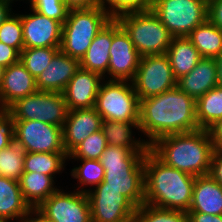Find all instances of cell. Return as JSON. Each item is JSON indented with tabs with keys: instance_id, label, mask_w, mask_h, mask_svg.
I'll list each match as a JSON object with an SVG mask.
<instances>
[{
	"instance_id": "6da1fadb",
	"label": "cell",
	"mask_w": 222,
	"mask_h": 222,
	"mask_svg": "<svg viewBox=\"0 0 222 222\" xmlns=\"http://www.w3.org/2000/svg\"><path fill=\"white\" fill-rule=\"evenodd\" d=\"M139 127L151 145L159 137L200 129L196 121V100L177 86L140 100Z\"/></svg>"
},
{
	"instance_id": "7a4b0ae2",
	"label": "cell",
	"mask_w": 222,
	"mask_h": 222,
	"mask_svg": "<svg viewBox=\"0 0 222 222\" xmlns=\"http://www.w3.org/2000/svg\"><path fill=\"white\" fill-rule=\"evenodd\" d=\"M149 150L165 165L197 177L209 174L214 147L208 130L198 129L159 137Z\"/></svg>"
},
{
	"instance_id": "3957f363",
	"label": "cell",
	"mask_w": 222,
	"mask_h": 222,
	"mask_svg": "<svg viewBox=\"0 0 222 222\" xmlns=\"http://www.w3.org/2000/svg\"><path fill=\"white\" fill-rule=\"evenodd\" d=\"M195 177L169 167L150 150L144 157L145 202L154 207L188 212Z\"/></svg>"
},
{
	"instance_id": "277c9868",
	"label": "cell",
	"mask_w": 222,
	"mask_h": 222,
	"mask_svg": "<svg viewBox=\"0 0 222 222\" xmlns=\"http://www.w3.org/2000/svg\"><path fill=\"white\" fill-rule=\"evenodd\" d=\"M147 152L108 145L99 159L104 189L121 192L136 208L145 202L144 157Z\"/></svg>"
},
{
	"instance_id": "5b68a950",
	"label": "cell",
	"mask_w": 222,
	"mask_h": 222,
	"mask_svg": "<svg viewBox=\"0 0 222 222\" xmlns=\"http://www.w3.org/2000/svg\"><path fill=\"white\" fill-rule=\"evenodd\" d=\"M111 19V15L100 6L69 10L62 26L60 50L80 61L92 40Z\"/></svg>"
},
{
	"instance_id": "8992f818",
	"label": "cell",
	"mask_w": 222,
	"mask_h": 222,
	"mask_svg": "<svg viewBox=\"0 0 222 222\" xmlns=\"http://www.w3.org/2000/svg\"><path fill=\"white\" fill-rule=\"evenodd\" d=\"M116 19L141 57L166 54L173 36L151 9L125 13Z\"/></svg>"
},
{
	"instance_id": "52a82bcc",
	"label": "cell",
	"mask_w": 222,
	"mask_h": 222,
	"mask_svg": "<svg viewBox=\"0 0 222 222\" xmlns=\"http://www.w3.org/2000/svg\"><path fill=\"white\" fill-rule=\"evenodd\" d=\"M94 108L103 121L139 122L140 101L131 81L104 80Z\"/></svg>"
},
{
	"instance_id": "ba28073f",
	"label": "cell",
	"mask_w": 222,
	"mask_h": 222,
	"mask_svg": "<svg viewBox=\"0 0 222 222\" xmlns=\"http://www.w3.org/2000/svg\"><path fill=\"white\" fill-rule=\"evenodd\" d=\"M151 10L173 37H187L208 19V5L202 0H152Z\"/></svg>"
},
{
	"instance_id": "9c48e42d",
	"label": "cell",
	"mask_w": 222,
	"mask_h": 222,
	"mask_svg": "<svg viewBox=\"0 0 222 222\" xmlns=\"http://www.w3.org/2000/svg\"><path fill=\"white\" fill-rule=\"evenodd\" d=\"M12 121L38 120L63 127L68 107L63 93L37 91L18 99L9 108Z\"/></svg>"
},
{
	"instance_id": "30bf717a",
	"label": "cell",
	"mask_w": 222,
	"mask_h": 222,
	"mask_svg": "<svg viewBox=\"0 0 222 222\" xmlns=\"http://www.w3.org/2000/svg\"><path fill=\"white\" fill-rule=\"evenodd\" d=\"M131 82L139 101L164 93L177 85L166 54L142 56Z\"/></svg>"
},
{
	"instance_id": "8fae6325",
	"label": "cell",
	"mask_w": 222,
	"mask_h": 222,
	"mask_svg": "<svg viewBox=\"0 0 222 222\" xmlns=\"http://www.w3.org/2000/svg\"><path fill=\"white\" fill-rule=\"evenodd\" d=\"M14 142L33 153H66L62 127L38 120L12 121Z\"/></svg>"
},
{
	"instance_id": "7c38bea8",
	"label": "cell",
	"mask_w": 222,
	"mask_h": 222,
	"mask_svg": "<svg viewBox=\"0 0 222 222\" xmlns=\"http://www.w3.org/2000/svg\"><path fill=\"white\" fill-rule=\"evenodd\" d=\"M36 209L48 222H91L88 196L78 191L58 189Z\"/></svg>"
},
{
	"instance_id": "4fadbf2b",
	"label": "cell",
	"mask_w": 222,
	"mask_h": 222,
	"mask_svg": "<svg viewBox=\"0 0 222 222\" xmlns=\"http://www.w3.org/2000/svg\"><path fill=\"white\" fill-rule=\"evenodd\" d=\"M86 194L91 222H133L137 208L121 192L104 189L103 181Z\"/></svg>"
},
{
	"instance_id": "5bb4252c",
	"label": "cell",
	"mask_w": 222,
	"mask_h": 222,
	"mask_svg": "<svg viewBox=\"0 0 222 222\" xmlns=\"http://www.w3.org/2000/svg\"><path fill=\"white\" fill-rule=\"evenodd\" d=\"M109 54L110 62L106 80L132 81L141 56L116 18H113V38Z\"/></svg>"
},
{
	"instance_id": "9a60e30c",
	"label": "cell",
	"mask_w": 222,
	"mask_h": 222,
	"mask_svg": "<svg viewBox=\"0 0 222 222\" xmlns=\"http://www.w3.org/2000/svg\"><path fill=\"white\" fill-rule=\"evenodd\" d=\"M29 8L32 14L31 12L19 14L22 22L24 48L60 47L63 24Z\"/></svg>"
},
{
	"instance_id": "2e32d148",
	"label": "cell",
	"mask_w": 222,
	"mask_h": 222,
	"mask_svg": "<svg viewBox=\"0 0 222 222\" xmlns=\"http://www.w3.org/2000/svg\"><path fill=\"white\" fill-rule=\"evenodd\" d=\"M104 80L99 73L80 67L63 91L68 109L94 108L98 91Z\"/></svg>"
},
{
	"instance_id": "e0dca14e",
	"label": "cell",
	"mask_w": 222,
	"mask_h": 222,
	"mask_svg": "<svg viewBox=\"0 0 222 222\" xmlns=\"http://www.w3.org/2000/svg\"><path fill=\"white\" fill-rule=\"evenodd\" d=\"M102 122L95 108L69 110L62 127L65 152L69 155L92 133L101 130Z\"/></svg>"
},
{
	"instance_id": "ac0fdd59",
	"label": "cell",
	"mask_w": 222,
	"mask_h": 222,
	"mask_svg": "<svg viewBox=\"0 0 222 222\" xmlns=\"http://www.w3.org/2000/svg\"><path fill=\"white\" fill-rule=\"evenodd\" d=\"M80 68V62L59 50L36 78L38 91L63 93L68 82Z\"/></svg>"
},
{
	"instance_id": "d6986e66",
	"label": "cell",
	"mask_w": 222,
	"mask_h": 222,
	"mask_svg": "<svg viewBox=\"0 0 222 222\" xmlns=\"http://www.w3.org/2000/svg\"><path fill=\"white\" fill-rule=\"evenodd\" d=\"M37 91L36 79L19 60L5 68L0 85V107L8 109L18 99Z\"/></svg>"
},
{
	"instance_id": "ffe728a7",
	"label": "cell",
	"mask_w": 222,
	"mask_h": 222,
	"mask_svg": "<svg viewBox=\"0 0 222 222\" xmlns=\"http://www.w3.org/2000/svg\"><path fill=\"white\" fill-rule=\"evenodd\" d=\"M180 90L197 100L217 86V65L215 58L202 57L186 75L177 79Z\"/></svg>"
},
{
	"instance_id": "44dd1931",
	"label": "cell",
	"mask_w": 222,
	"mask_h": 222,
	"mask_svg": "<svg viewBox=\"0 0 222 222\" xmlns=\"http://www.w3.org/2000/svg\"><path fill=\"white\" fill-rule=\"evenodd\" d=\"M188 212L222 215V186L209 174L195 177Z\"/></svg>"
},
{
	"instance_id": "7402d4cb",
	"label": "cell",
	"mask_w": 222,
	"mask_h": 222,
	"mask_svg": "<svg viewBox=\"0 0 222 222\" xmlns=\"http://www.w3.org/2000/svg\"><path fill=\"white\" fill-rule=\"evenodd\" d=\"M113 38V18L102 28L92 40L88 50L82 57L80 67L82 69L99 73L106 78L110 62V47ZM107 74V75H106Z\"/></svg>"
},
{
	"instance_id": "603a6c76",
	"label": "cell",
	"mask_w": 222,
	"mask_h": 222,
	"mask_svg": "<svg viewBox=\"0 0 222 222\" xmlns=\"http://www.w3.org/2000/svg\"><path fill=\"white\" fill-rule=\"evenodd\" d=\"M132 128L140 132L139 122L109 120L103 121L101 126L108 145L132 149L134 152H148L150 145L145 139H134Z\"/></svg>"
},
{
	"instance_id": "cb8c5ba5",
	"label": "cell",
	"mask_w": 222,
	"mask_h": 222,
	"mask_svg": "<svg viewBox=\"0 0 222 222\" xmlns=\"http://www.w3.org/2000/svg\"><path fill=\"white\" fill-rule=\"evenodd\" d=\"M31 207L25 202L18 180L0 176V218L18 221Z\"/></svg>"
},
{
	"instance_id": "d4e9b609",
	"label": "cell",
	"mask_w": 222,
	"mask_h": 222,
	"mask_svg": "<svg viewBox=\"0 0 222 222\" xmlns=\"http://www.w3.org/2000/svg\"><path fill=\"white\" fill-rule=\"evenodd\" d=\"M22 196L31 209L38 208L50 195L58 189L54 177L37 173H23L18 180Z\"/></svg>"
},
{
	"instance_id": "484cf974",
	"label": "cell",
	"mask_w": 222,
	"mask_h": 222,
	"mask_svg": "<svg viewBox=\"0 0 222 222\" xmlns=\"http://www.w3.org/2000/svg\"><path fill=\"white\" fill-rule=\"evenodd\" d=\"M176 79L188 74L202 58L188 37H173L166 52Z\"/></svg>"
},
{
	"instance_id": "4316f807",
	"label": "cell",
	"mask_w": 222,
	"mask_h": 222,
	"mask_svg": "<svg viewBox=\"0 0 222 222\" xmlns=\"http://www.w3.org/2000/svg\"><path fill=\"white\" fill-rule=\"evenodd\" d=\"M201 57L215 58L222 51V30L207 19L188 36Z\"/></svg>"
},
{
	"instance_id": "83f0119b",
	"label": "cell",
	"mask_w": 222,
	"mask_h": 222,
	"mask_svg": "<svg viewBox=\"0 0 222 222\" xmlns=\"http://www.w3.org/2000/svg\"><path fill=\"white\" fill-rule=\"evenodd\" d=\"M222 118V87L216 86L196 100V121L200 129L208 130Z\"/></svg>"
},
{
	"instance_id": "f1b7e54d",
	"label": "cell",
	"mask_w": 222,
	"mask_h": 222,
	"mask_svg": "<svg viewBox=\"0 0 222 222\" xmlns=\"http://www.w3.org/2000/svg\"><path fill=\"white\" fill-rule=\"evenodd\" d=\"M68 160L67 153H33L26 152L24 159V173L37 172L51 177L62 173L65 162Z\"/></svg>"
},
{
	"instance_id": "f546056e",
	"label": "cell",
	"mask_w": 222,
	"mask_h": 222,
	"mask_svg": "<svg viewBox=\"0 0 222 222\" xmlns=\"http://www.w3.org/2000/svg\"><path fill=\"white\" fill-rule=\"evenodd\" d=\"M76 160H80L82 164L78 167L74 166V168L71 169V176L73 179H78L77 181L79 183L78 188L75 190L81 193H87L88 189H85L84 186H93L92 189H94L99 185L103 181L105 169L99 160L75 159V161Z\"/></svg>"
},
{
	"instance_id": "4dcf8cb0",
	"label": "cell",
	"mask_w": 222,
	"mask_h": 222,
	"mask_svg": "<svg viewBox=\"0 0 222 222\" xmlns=\"http://www.w3.org/2000/svg\"><path fill=\"white\" fill-rule=\"evenodd\" d=\"M59 50L60 47L23 48L20 52L19 60L36 79Z\"/></svg>"
},
{
	"instance_id": "1f68e13d",
	"label": "cell",
	"mask_w": 222,
	"mask_h": 222,
	"mask_svg": "<svg viewBox=\"0 0 222 222\" xmlns=\"http://www.w3.org/2000/svg\"><path fill=\"white\" fill-rule=\"evenodd\" d=\"M25 151L15 142L0 151V176L19 180L24 173Z\"/></svg>"
},
{
	"instance_id": "d6a6232c",
	"label": "cell",
	"mask_w": 222,
	"mask_h": 222,
	"mask_svg": "<svg viewBox=\"0 0 222 222\" xmlns=\"http://www.w3.org/2000/svg\"><path fill=\"white\" fill-rule=\"evenodd\" d=\"M133 222H189L187 212L154 207L144 203L136 209Z\"/></svg>"
},
{
	"instance_id": "836d02e7",
	"label": "cell",
	"mask_w": 222,
	"mask_h": 222,
	"mask_svg": "<svg viewBox=\"0 0 222 222\" xmlns=\"http://www.w3.org/2000/svg\"><path fill=\"white\" fill-rule=\"evenodd\" d=\"M108 146L107 140L102 130L92 133L78 147H76L69 155V160L74 159H91L99 160L101 154Z\"/></svg>"
},
{
	"instance_id": "e575fe53",
	"label": "cell",
	"mask_w": 222,
	"mask_h": 222,
	"mask_svg": "<svg viewBox=\"0 0 222 222\" xmlns=\"http://www.w3.org/2000/svg\"><path fill=\"white\" fill-rule=\"evenodd\" d=\"M0 41L15 48L19 53L23 50V29L18 13H12L0 26Z\"/></svg>"
},
{
	"instance_id": "d590c367",
	"label": "cell",
	"mask_w": 222,
	"mask_h": 222,
	"mask_svg": "<svg viewBox=\"0 0 222 222\" xmlns=\"http://www.w3.org/2000/svg\"><path fill=\"white\" fill-rule=\"evenodd\" d=\"M151 1L152 0H100L99 6L105 9L112 18H117L129 12L150 10Z\"/></svg>"
},
{
	"instance_id": "8d00e7d4",
	"label": "cell",
	"mask_w": 222,
	"mask_h": 222,
	"mask_svg": "<svg viewBox=\"0 0 222 222\" xmlns=\"http://www.w3.org/2000/svg\"><path fill=\"white\" fill-rule=\"evenodd\" d=\"M30 7L46 17L64 24L69 9L62 0H30Z\"/></svg>"
},
{
	"instance_id": "74e56055",
	"label": "cell",
	"mask_w": 222,
	"mask_h": 222,
	"mask_svg": "<svg viewBox=\"0 0 222 222\" xmlns=\"http://www.w3.org/2000/svg\"><path fill=\"white\" fill-rule=\"evenodd\" d=\"M14 142L13 123L7 108L0 107V151Z\"/></svg>"
},
{
	"instance_id": "f35d334b",
	"label": "cell",
	"mask_w": 222,
	"mask_h": 222,
	"mask_svg": "<svg viewBox=\"0 0 222 222\" xmlns=\"http://www.w3.org/2000/svg\"><path fill=\"white\" fill-rule=\"evenodd\" d=\"M20 53L13 47L0 41V65L8 67L19 61Z\"/></svg>"
},
{
	"instance_id": "ab89813d",
	"label": "cell",
	"mask_w": 222,
	"mask_h": 222,
	"mask_svg": "<svg viewBox=\"0 0 222 222\" xmlns=\"http://www.w3.org/2000/svg\"><path fill=\"white\" fill-rule=\"evenodd\" d=\"M209 175L222 186V150H214Z\"/></svg>"
},
{
	"instance_id": "60d3db41",
	"label": "cell",
	"mask_w": 222,
	"mask_h": 222,
	"mask_svg": "<svg viewBox=\"0 0 222 222\" xmlns=\"http://www.w3.org/2000/svg\"><path fill=\"white\" fill-rule=\"evenodd\" d=\"M208 19L222 30V0L213 1L208 5Z\"/></svg>"
},
{
	"instance_id": "b9f144b4",
	"label": "cell",
	"mask_w": 222,
	"mask_h": 222,
	"mask_svg": "<svg viewBox=\"0 0 222 222\" xmlns=\"http://www.w3.org/2000/svg\"><path fill=\"white\" fill-rule=\"evenodd\" d=\"M208 132L211 136L214 150H222V118L212 125Z\"/></svg>"
},
{
	"instance_id": "7bdbcfd3",
	"label": "cell",
	"mask_w": 222,
	"mask_h": 222,
	"mask_svg": "<svg viewBox=\"0 0 222 222\" xmlns=\"http://www.w3.org/2000/svg\"><path fill=\"white\" fill-rule=\"evenodd\" d=\"M66 7L71 9H87L99 6L100 0H62Z\"/></svg>"
},
{
	"instance_id": "ee69618b",
	"label": "cell",
	"mask_w": 222,
	"mask_h": 222,
	"mask_svg": "<svg viewBox=\"0 0 222 222\" xmlns=\"http://www.w3.org/2000/svg\"><path fill=\"white\" fill-rule=\"evenodd\" d=\"M189 222H222V215H211L200 212H187Z\"/></svg>"
},
{
	"instance_id": "f6af8a7d",
	"label": "cell",
	"mask_w": 222,
	"mask_h": 222,
	"mask_svg": "<svg viewBox=\"0 0 222 222\" xmlns=\"http://www.w3.org/2000/svg\"><path fill=\"white\" fill-rule=\"evenodd\" d=\"M17 222H44V217L37 209H31L26 215L22 216Z\"/></svg>"
},
{
	"instance_id": "bcb514c9",
	"label": "cell",
	"mask_w": 222,
	"mask_h": 222,
	"mask_svg": "<svg viewBox=\"0 0 222 222\" xmlns=\"http://www.w3.org/2000/svg\"><path fill=\"white\" fill-rule=\"evenodd\" d=\"M12 13V5L0 0V26Z\"/></svg>"
},
{
	"instance_id": "7dc6e473",
	"label": "cell",
	"mask_w": 222,
	"mask_h": 222,
	"mask_svg": "<svg viewBox=\"0 0 222 222\" xmlns=\"http://www.w3.org/2000/svg\"><path fill=\"white\" fill-rule=\"evenodd\" d=\"M217 65V85L222 87V51L215 57Z\"/></svg>"
},
{
	"instance_id": "c3c4849f",
	"label": "cell",
	"mask_w": 222,
	"mask_h": 222,
	"mask_svg": "<svg viewBox=\"0 0 222 222\" xmlns=\"http://www.w3.org/2000/svg\"><path fill=\"white\" fill-rule=\"evenodd\" d=\"M5 67L0 65V85L4 76Z\"/></svg>"
},
{
	"instance_id": "681fc988",
	"label": "cell",
	"mask_w": 222,
	"mask_h": 222,
	"mask_svg": "<svg viewBox=\"0 0 222 222\" xmlns=\"http://www.w3.org/2000/svg\"><path fill=\"white\" fill-rule=\"evenodd\" d=\"M1 1H4V2H7V3H9L10 5L12 4V3H14L13 1H19V0H1ZM22 1V0H21ZM24 1V0H23ZM27 2L29 1L30 2V0H26Z\"/></svg>"
},
{
	"instance_id": "f907efd6",
	"label": "cell",
	"mask_w": 222,
	"mask_h": 222,
	"mask_svg": "<svg viewBox=\"0 0 222 222\" xmlns=\"http://www.w3.org/2000/svg\"><path fill=\"white\" fill-rule=\"evenodd\" d=\"M204 1L207 5H209L210 3H212L213 1H216V0H202Z\"/></svg>"
},
{
	"instance_id": "816d5d0a",
	"label": "cell",
	"mask_w": 222,
	"mask_h": 222,
	"mask_svg": "<svg viewBox=\"0 0 222 222\" xmlns=\"http://www.w3.org/2000/svg\"><path fill=\"white\" fill-rule=\"evenodd\" d=\"M0 222H9L8 220L0 218Z\"/></svg>"
}]
</instances>
